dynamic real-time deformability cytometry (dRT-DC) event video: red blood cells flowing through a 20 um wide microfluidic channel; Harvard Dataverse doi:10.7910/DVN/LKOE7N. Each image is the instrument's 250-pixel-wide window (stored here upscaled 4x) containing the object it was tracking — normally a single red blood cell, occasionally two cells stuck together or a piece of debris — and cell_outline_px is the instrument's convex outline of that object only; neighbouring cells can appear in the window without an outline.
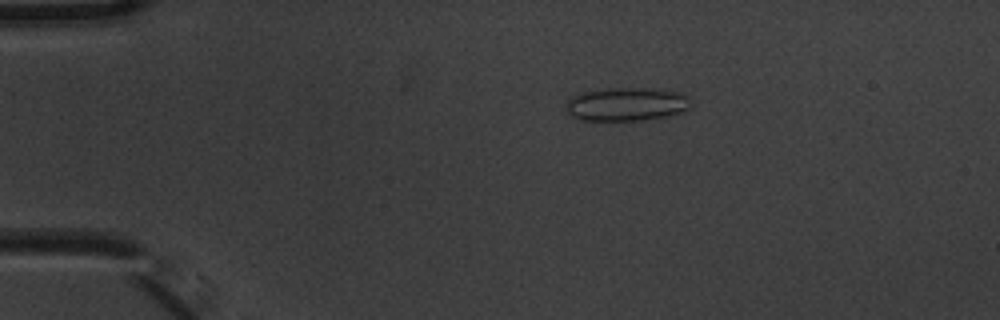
{"species": "common noctule bat (a hibernating species)", "species_latin": "Nyctalus noctula", "temperature_condition": "warm", "stored_images_in_passage": 7, "camera_frame_rate_fps": 3000, "um_per_image_px": 0.085, "animal": {"sex": "male", "body_mass_g": 20.1, "forearm_length_mm": 53.5}, "frame": {"image": 1, "passage_image": 2, "time_ms": 0.333, "image_size_px": [1000, 320], "cell_outline_px": [[688, 108], [680, 112], [668, 116], [644, 120], [580, 120], [572, 116], [568, 112], [568, 100], [572, 96], [580, 92], [608, 88], [652, 88], [676, 92], [688, 96]], "centroid_in_image_um": [53.23, 8.85], "position_along_channel_um": 31.8, "area_um2": 24.1}}
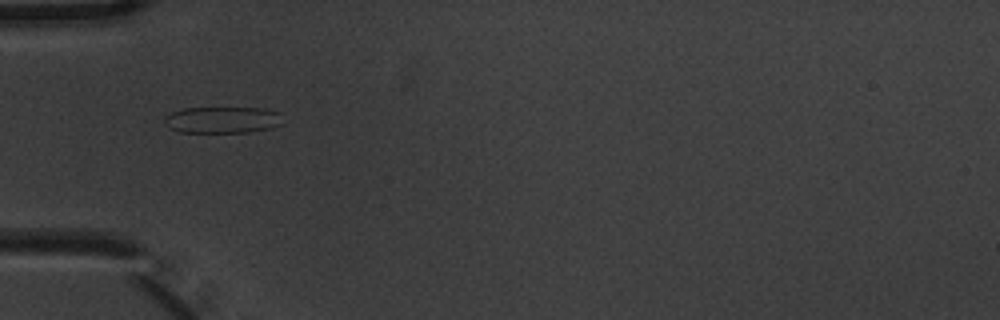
{"frame": {"image": 2, "passage_image": 4, "time_ms": 1.0, "image_size_px": [1000, 320], "cell_outline_px": [[280, 124], [272, 128], [248, 132], [180, 132], [168, 128], [164, 124], [164, 116], [172, 112], [184, 108], [264, 108], [280, 112]], "centroid_in_image_um": [18.87, 10.19], "position_along_channel_um": 66.1, "area_um2": 18.32}}
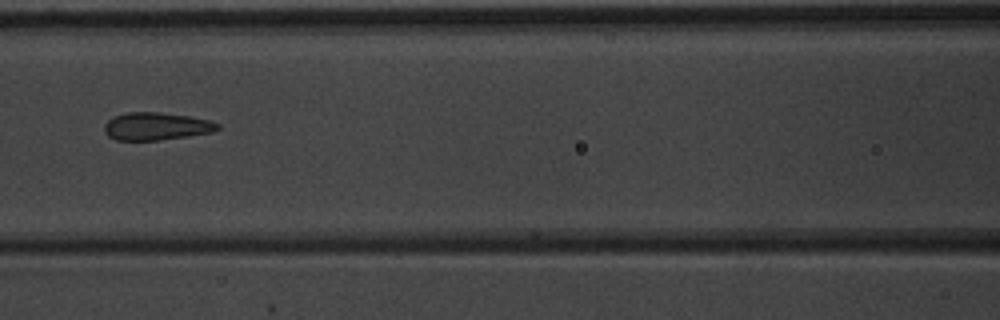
{"frame": {"image": 3, "passage_image": 6, "time_ms": 1.667, "image_size_px": [1000, 320], "cell_outline_px": [[220, 128], [212, 132], [160, 140], [116, 140], [108, 136], [104, 132], [104, 124], [112, 116], [128, 112], [160, 112], [188, 116], [208, 120], [220, 124]], "centroid_in_image_um": [13.24, 10.73], "position_along_channel_um": 153.4, "area_um2": 18.26}}